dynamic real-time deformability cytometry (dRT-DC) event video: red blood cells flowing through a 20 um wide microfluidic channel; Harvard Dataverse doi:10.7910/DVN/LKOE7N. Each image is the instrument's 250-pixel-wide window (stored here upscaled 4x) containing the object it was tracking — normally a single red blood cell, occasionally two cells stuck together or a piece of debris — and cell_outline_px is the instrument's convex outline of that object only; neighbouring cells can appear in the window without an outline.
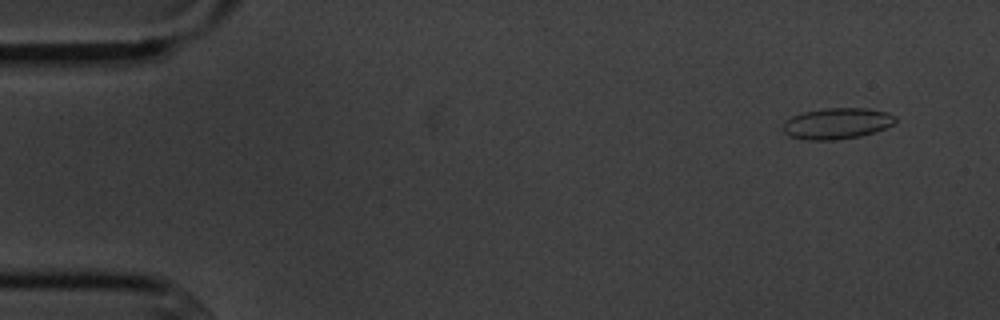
{"species": "common noctule bat (a hibernating species)", "species_latin": "Nyctalus noctula", "temperature_condition": "cold", "stored_images_in_passage": 4, "camera_frame_rate_fps": 3000, "um_per_image_px": 0.085, "animal": {"sex": "male", "body_mass_g": 20.1, "forearm_length_mm": 53.5}, "frame": {"image": 1, "passage_image": 1, "time_ms": 0.0, "image_size_px": [1000, 320], "cell_outline_px": [[896, 120], [892, 124], [876, 132], [860, 136], [836, 140], [808, 140], [788, 136], [780, 128], [784, 120], [792, 116], [804, 112], [828, 108], [868, 108], [888, 112], [896, 116]], "centroid_in_image_um": [71.11, 10.5], "position_along_channel_um": 13.9, "area_um2": 20.58}}
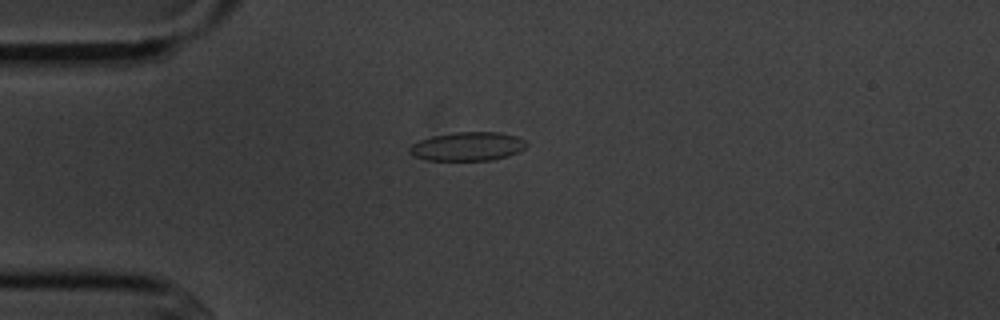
{"frame": {"image": 2, "passage_image": 4, "time_ms": 3.333, "image_size_px": [1000, 320], "cell_outline_px": [[528, 144], [520, 152], [508, 156], [492, 160], [424, 160], [412, 156], [408, 152], [408, 148], [412, 144], [420, 140], [432, 136], [456, 132], [500, 132], [516, 136], [524, 140]], "centroid_in_image_um": [39.73, 12.45], "position_along_channel_um": 45.3, "area_um2": 19.77}}